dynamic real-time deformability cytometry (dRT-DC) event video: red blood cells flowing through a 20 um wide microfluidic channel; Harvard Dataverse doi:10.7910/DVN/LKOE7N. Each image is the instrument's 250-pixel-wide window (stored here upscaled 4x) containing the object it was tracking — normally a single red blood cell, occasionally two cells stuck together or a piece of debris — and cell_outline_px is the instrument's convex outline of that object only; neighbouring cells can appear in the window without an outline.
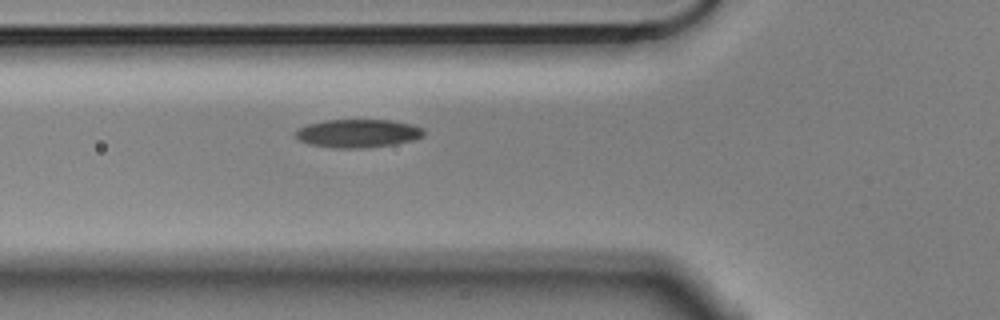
{"species": "Egyptian fruit bat (a non-hibernating species)", "species_latin": "Rousettus aegyptiacus", "temperature_condition": "cold", "stored_images_in_passage": 2, "camera_frame_rate_fps": 3000, "um_per_image_px": 0.085, "animal": {"sex": "male"}, "frame": {"image": 1, "passage_image": 2, "time_ms": 0.333, "image_size_px": [1000, 320], "cell_outline_px": [[424, 136], [412, 140], [392, 144], [364, 148], [332, 148], [308, 144], [300, 140], [296, 136], [296, 132], [300, 128], [308, 124], [324, 120], [388, 120], [412, 124], [424, 128]], "centroid_in_image_um": [30.43, 11.33], "position_along_channel_um": 95.4, "area_um2": 21.04}}